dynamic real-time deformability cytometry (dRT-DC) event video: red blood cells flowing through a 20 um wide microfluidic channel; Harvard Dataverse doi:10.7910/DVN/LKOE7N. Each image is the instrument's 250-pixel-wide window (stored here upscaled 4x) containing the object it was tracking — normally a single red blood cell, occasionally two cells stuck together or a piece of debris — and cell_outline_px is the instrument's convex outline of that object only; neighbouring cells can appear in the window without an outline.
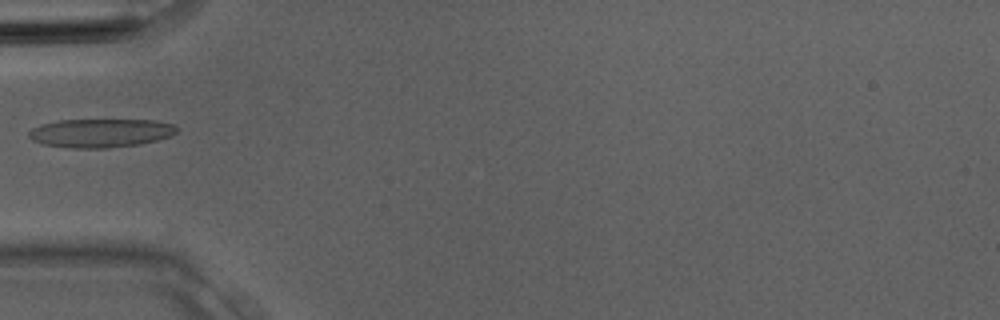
{"species": "Egyptian fruit bat (a non-hibernating species)", "species_latin": "Rousettus aegyptiacus", "temperature_condition": "room temperature", "stored_images_in_passage": 1, "camera_frame_rate_fps": 3000, "um_per_image_px": 0.085, "animal": {"sex": "male"}, "frame": {"image": 1, "passage_image": 1, "time_ms": 0.0, "image_size_px": [1000, 320], "cell_outline_px": [[180, 128], [176, 132], [168, 136], [156, 140], [140, 144], [108, 148], [72, 148], [40, 144], [32, 140], [28, 136], [28, 132], [32, 128], [40, 124], [56, 120], [156, 120], [172, 124]], "centroid_in_image_um": [8.5, 11.3], "position_along_channel_um": 76.5, "area_um2": 24.85}}